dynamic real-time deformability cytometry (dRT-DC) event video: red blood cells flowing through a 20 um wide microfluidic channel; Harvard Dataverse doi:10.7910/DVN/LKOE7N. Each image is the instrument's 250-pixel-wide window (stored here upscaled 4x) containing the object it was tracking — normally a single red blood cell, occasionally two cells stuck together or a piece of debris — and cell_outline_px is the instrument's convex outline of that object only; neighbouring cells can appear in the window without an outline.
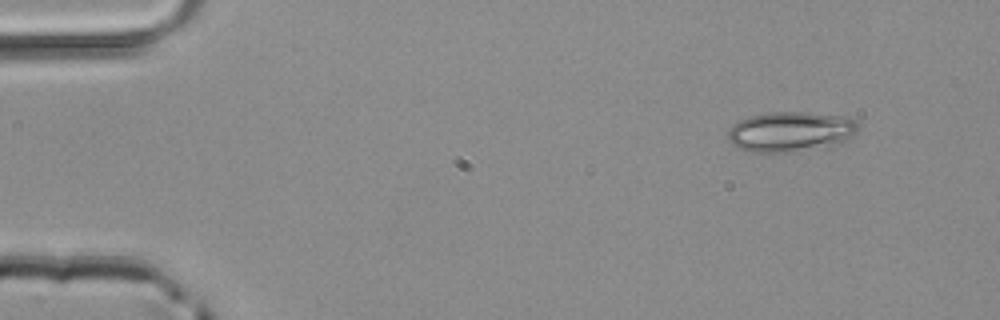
{"species": "common noctule bat (a hibernating species)", "species_latin": "Nyctalus noctula", "temperature_condition": "room temperature", "stored_images_in_passage": 45, "camera_frame_rate_fps": 3000, "um_per_image_px": 0.085, "animal": {"sex": "male", "body_mass_g": 20.4}, "frame": {"image": 1, "passage_image": 1, "time_ms": 0.0, "image_size_px": [1000, 320], "cell_outline_px": [[860, 128], [856, 132], [840, 144], [832, 148], [792, 152], [748, 152], [732, 144], [728, 140], [728, 132], [732, 124], [748, 116], [768, 112], [808, 112], [844, 116], [856, 120], [860, 124]], "centroid_in_image_um": [67.25, 11.2], "position_along_channel_um": 17.8, "area_um2": 31.21}}
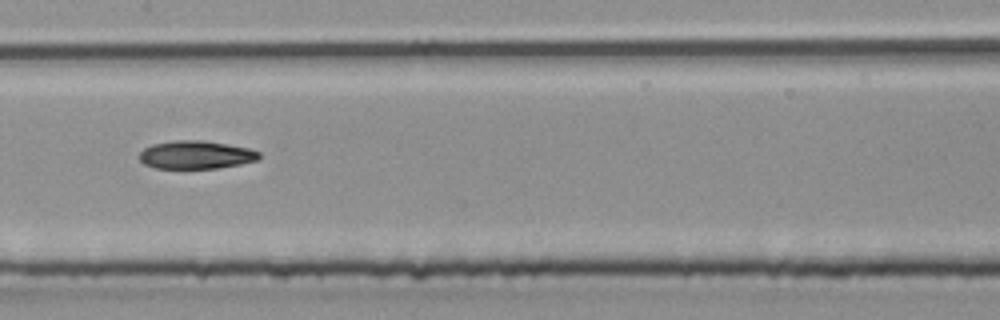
{"frame": {"image": 2, "passage_image": 21, "time_ms": 6.667, "image_size_px": [1000, 320], "cell_outline_px": [[260, 160], [220, 168], [156, 168], [144, 164], [140, 160], [140, 152], [144, 148], [152, 144], [176, 140], [204, 140], [248, 148], [260, 152]], "centroid_in_image_um": [16.67, 13.16], "position_along_channel_um": 190.7, "area_um2": 19.65}}
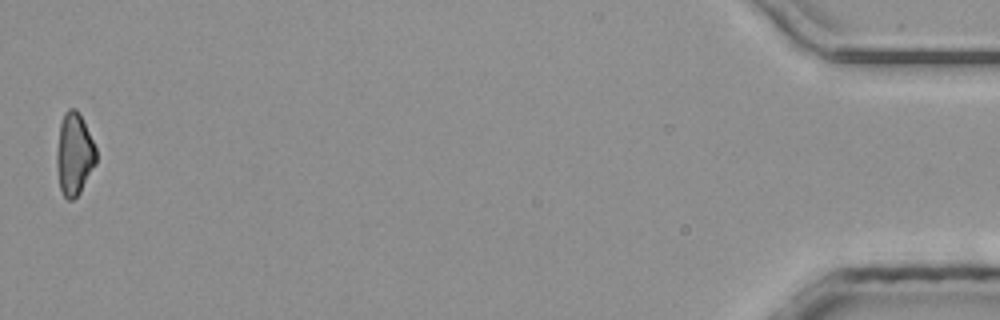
{"frame": {"image": 3, "passage_image": 45, "time_ms": 14.667, "image_size_px": [1000, 320], "cell_outline_px": [[96, 164], [80, 192], [72, 200], [68, 200], [64, 196], [60, 188], [56, 164], [56, 152], [60, 124], [64, 112], [68, 108], [76, 108], [96, 148]], "centroid_in_image_um": [6.29, 13.11], "position_along_channel_um": 428.9, "area_um2": 18.73}}